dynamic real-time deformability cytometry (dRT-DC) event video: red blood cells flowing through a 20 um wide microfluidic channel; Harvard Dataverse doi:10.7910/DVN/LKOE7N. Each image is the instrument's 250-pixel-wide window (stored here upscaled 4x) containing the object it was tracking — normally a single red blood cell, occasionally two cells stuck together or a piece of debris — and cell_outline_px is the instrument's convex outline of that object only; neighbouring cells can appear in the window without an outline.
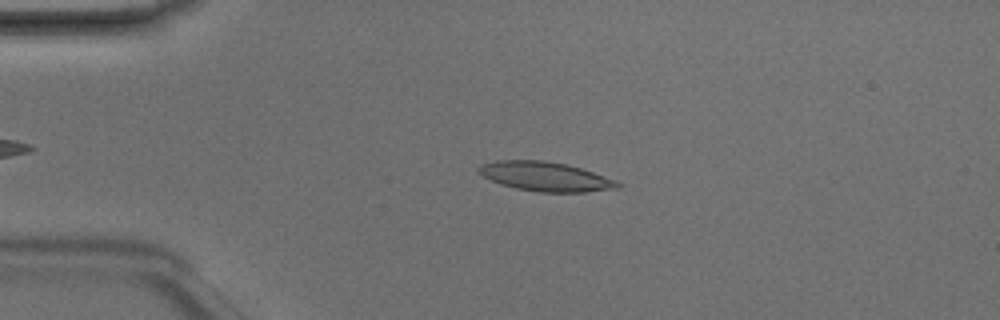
{"species": "Egyptian fruit bat (a non-hibernating species)", "species_latin": "Rousettus aegyptiacus", "temperature_condition": "room temperature", "stored_images_in_passage": 7, "camera_frame_rate_fps": 3000, "um_per_image_px": 0.085, "animal": {"sex": "male"}, "frame": {"image": 1, "passage_image": 4, "time_ms": 1.0, "image_size_px": [1000, 320], "cell_outline_px": [[624, 184], [620, 188], [584, 192], [536, 192], [516, 188], [500, 184], [476, 172], [476, 168], [480, 164], [496, 160], [544, 160], [564, 164], [580, 168], [616, 180]], "centroid_in_image_um": [46.34, 15.0], "position_along_channel_um": 38.7, "area_um2": 23.81}}